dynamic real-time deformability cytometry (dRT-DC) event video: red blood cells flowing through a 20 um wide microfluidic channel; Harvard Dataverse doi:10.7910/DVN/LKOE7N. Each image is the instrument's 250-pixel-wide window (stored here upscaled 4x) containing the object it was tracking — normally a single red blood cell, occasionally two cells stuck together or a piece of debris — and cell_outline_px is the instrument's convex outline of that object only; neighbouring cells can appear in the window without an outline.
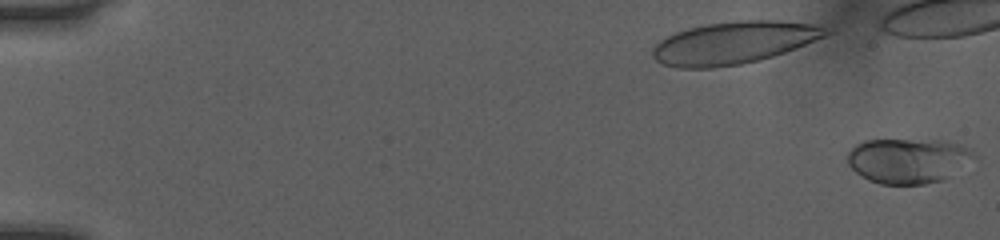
{"species": "human", "species_latin": "Homo sapiens", "temperature_condition": "room temperature", "stored_images_in_passage": 4, "segment_of_instrument_passage": [2, 2], "camera_frame_rate_fps": 3000, "um_per_image_px": 0.085, "donor": {"sex": "female"}, "frame": {"image": 1, "passage_image": 4, "time_ms": 1.0, "image_size_px": [1000, 240], "cell_outline_px": [[976, 156], [944, 180], [924, 184], [880, 184], [868, 180], [856, 172], [848, 164], [848, 152], [856, 144], [864, 140], [948, 140], [972, 148]], "centroid_in_image_um": [77.2, 13.64], "position_along_channel_um": 7.8, "area_um2": 33.29}}